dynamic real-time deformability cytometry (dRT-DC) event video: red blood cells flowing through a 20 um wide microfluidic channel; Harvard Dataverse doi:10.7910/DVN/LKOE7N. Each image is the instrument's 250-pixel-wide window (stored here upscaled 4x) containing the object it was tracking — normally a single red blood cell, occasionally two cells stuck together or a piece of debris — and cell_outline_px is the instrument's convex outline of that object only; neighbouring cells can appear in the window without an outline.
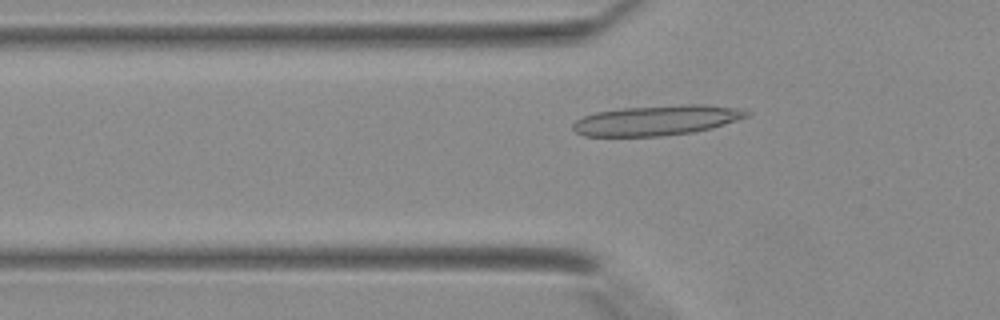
{"species": "Egyptian fruit bat (a non-hibernating species)", "species_latin": "Rousettus aegyptiacus", "temperature_condition": "warm", "stored_images_in_passage": 36, "camera_frame_rate_fps": 3000, "um_per_image_px": 0.085, "animal": {"sex": "female"}, "frame": {"image": 1, "passage_image": 9, "time_ms": 2.667, "image_size_px": [1000, 320], "cell_outline_px": [[748, 116], [712, 128], [692, 132], [660, 136], [584, 136], [576, 132], [572, 128], [572, 124], [576, 120], [584, 116], [596, 112], [620, 108], [684, 104], [704, 104], [740, 108], [748, 112]], "centroid_in_image_um": [55.8, 10.22], "position_along_channel_um": 70.0, "area_um2": 30.4}}
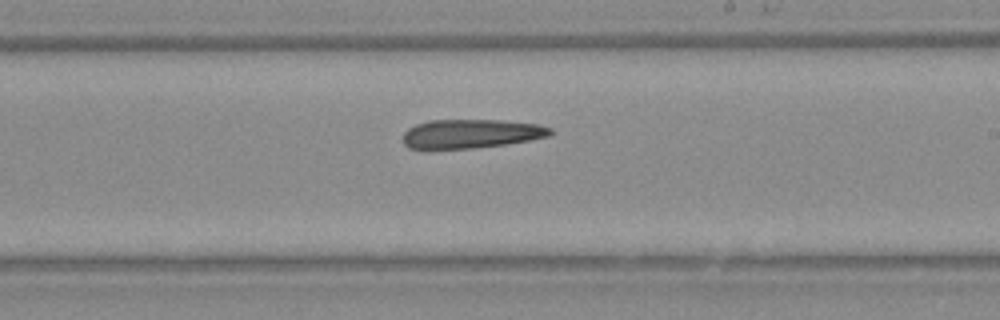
{"frame": {"image": 2, "passage_image": 20, "time_ms": 6.333, "image_size_px": [1000, 320], "cell_outline_px": [[552, 132], [548, 136], [528, 140], [504, 144], [472, 148], [408, 148], [404, 144], [404, 132], [408, 128], [416, 124], [428, 120], [504, 120], [540, 124], [552, 128]], "centroid_in_image_um": [40.05, 11.35], "position_along_channel_um": 249.0, "area_um2": 24.68}}
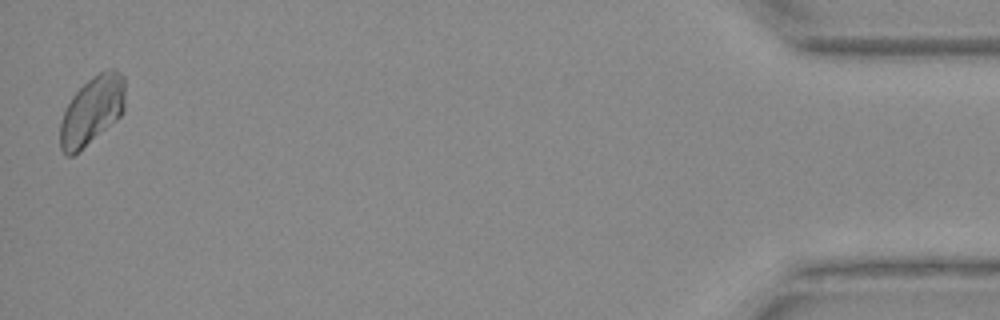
{"frame": {"image": 3, "passage_image": 36, "time_ms": 11.667, "image_size_px": [1000, 320], "cell_outline_px": [[124, 112], [120, 116], [72, 156], [68, 156], [60, 148], [60, 124], [64, 112], [72, 96], [92, 76], [100, 72], [112, 68], [116, 68], [124, 76]], "centroid_in_image_um": [7.83, 9.35], "position_along_channel_um": 427.4, "area_um2": 25.43}}